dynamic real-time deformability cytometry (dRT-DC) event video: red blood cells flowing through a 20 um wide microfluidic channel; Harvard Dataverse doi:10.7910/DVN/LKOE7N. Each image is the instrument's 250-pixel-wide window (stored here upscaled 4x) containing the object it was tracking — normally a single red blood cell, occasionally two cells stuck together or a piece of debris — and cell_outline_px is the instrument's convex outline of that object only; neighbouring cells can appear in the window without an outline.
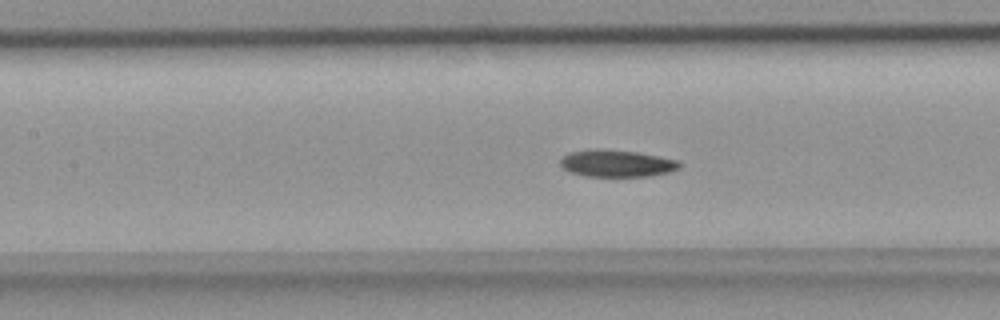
{"species": "common noctule bat (a hibernating species)", "species_latin": "Nyctalus noctula", "temperature_condition": "room temperature", "stored_images_in_passage": 42, "camera_frame_rate_fps": 3000, "um_per_image_px": 0.085, "animal": {"sex": "female", "body_mass_g": 18.4}, "frame": {"image": 1, "passage_image": 14, "time_ms": 4.333, "image_size_px": [1000, 320], "cell_outline_px": [[680, 168], [668, 172], [652, 176], [584, 176], [572, 172], [564, 168], [560, 164], [560, 160], [564, 156], [572, 152], [596, 148], [600, 148], [636, 152], [680, 160]], "centroid_in_image_um": [52.45, 13.88], "position_along_channel_um": 154.9, "area_um2": 18.67}}
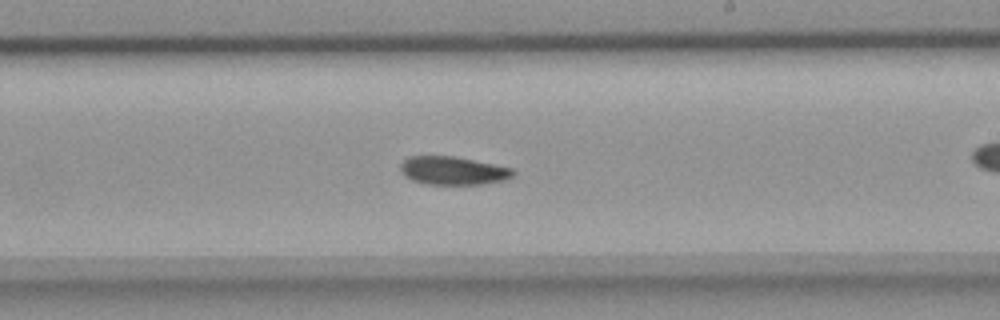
{"frame": {"image": 2, "passage_image": 21, "time_ms": 6.667, "image_size_px": [1000, 320], "cell_outline_px": [[516, 172], [512, 176], [504, 180], [484, 184], [424, 184], [412, 180], [404, 176], [400, 172], [400, 164], [408, 156], [456, 156], [512, 168]], "centroid_in_image_um": [38.48, 14.5], "position_along_channel_um": 250.5, "area_um2": 18.67}}
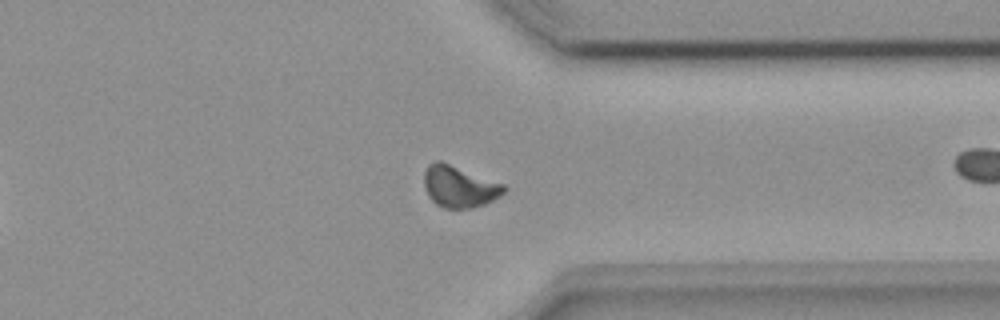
{"frame": {"image": 3, "passage_image": 30, "time_ms": 9.667, "image_size_px": [1000, 320], "cell_outline_px": [[508, 188], [504, 192], [492, 200], [484, 204], [472, 208], [444, 208], [436, 204], [428, 196], [424, 184], [424, 172], [428, 164], [436, 160], [440, 160], [504, 184]], "centroid_in_image_um": [39.02, 15.85], "position_along_channel_um": 372.4, "area_um2": 19.31}}